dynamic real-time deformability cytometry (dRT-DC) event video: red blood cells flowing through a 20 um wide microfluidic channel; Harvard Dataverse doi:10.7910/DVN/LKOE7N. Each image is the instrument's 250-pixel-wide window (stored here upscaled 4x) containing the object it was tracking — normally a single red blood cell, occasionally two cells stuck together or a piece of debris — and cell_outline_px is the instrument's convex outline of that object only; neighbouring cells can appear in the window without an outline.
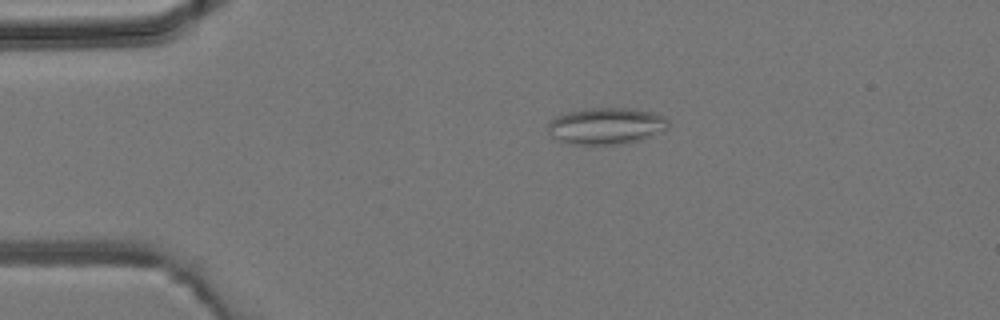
{"species": "common noctule bat (a hibernating species)", "species_latin": "Nyctalus noctula", "temperature_condition": "room temperature", "stored_images_in_passage": 3, "camera_frame_rate_fps": 3000, "um_per_image_px": 0.085, "animal": {"sex": "male", "body_mass_g": 19.2, "forearm_length_mm": 51.8}, "frame": {"image": 1, "passage_image": 3, "time_ms": 2.333, "image_size_px": [1000, 320], "cell_outline_px": [[668, 128], [640, 140], [628, 144], [568, 144], [552, 140], [548, 132], [548, 124], [556, 116], [568, 112], [592, 108], [632, 108], [652, 112], [664, 116], [668, 120]], "centroid_in_image_um": [51.49, 10.72], "position_along_channel_um": 33.5, "area_um2": 25.89}}